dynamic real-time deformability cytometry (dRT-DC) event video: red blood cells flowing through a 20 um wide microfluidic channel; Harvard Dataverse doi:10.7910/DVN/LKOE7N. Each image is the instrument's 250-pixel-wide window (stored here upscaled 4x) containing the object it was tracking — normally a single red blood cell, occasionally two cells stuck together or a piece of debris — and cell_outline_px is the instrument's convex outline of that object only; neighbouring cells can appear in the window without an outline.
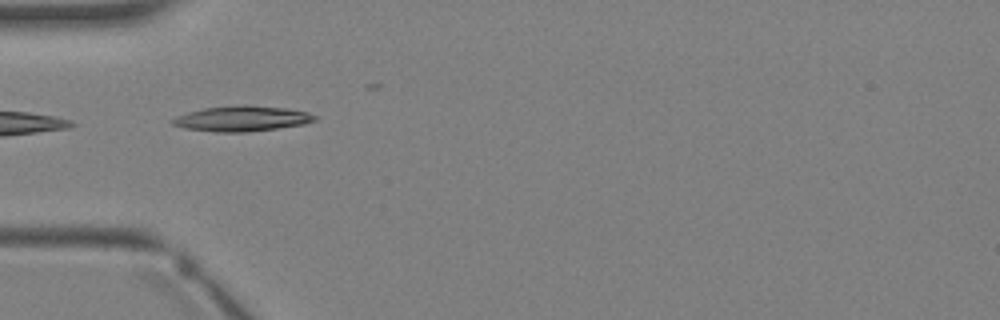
{"species": "Egyptian fruit bat (a non-hibernating species)", "species_latin": "Rousettus aegyptiacus", "temperature_condition": "warm", "stored_images_in_passage": 2, "camera_frame_rate_fps": 3000, "um_per_image_px": 0.085, "animal": {"sex": "female"}, "frame": {"image": 1, "passage_image": 2, "time_ms": 1.0, "image_size_px": [1000, 320], "cell_outline_px": [[316, 120], [304, 124], [248, 132], [216, 132], [184, 128], [172, 124], [168, 120], [176, 116], [188, 112], [204, 108], [244, 104], [284, 108], [308, 112], [316, 116]], "centroid_in_image_um": [20.52, 10.08], "position_along_channel_um": 64.5, "area_um2": 21.04}}